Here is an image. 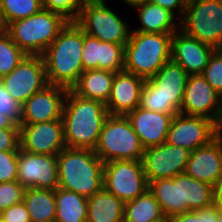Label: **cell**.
Here are the masks:
<instances>
[{"label": "cell", "mask_w": 222, "mask_h": 222, "mask_svg": "<svg viewBox=\"0 0 222 222\" xmlns=\"http://www.w3.org/2000/svg\"><path fill=\"white\" fill-rule=\"evenodd\" d=\"M108 116L106 104L83 98L69 89L61 117L66 147L94 150Z\"/></svg>", "instance_id": "cell-1"}, {"label": "cell", "mask_w": 222, "mask_h": 222, "mask_svg": "<svg viewBox=\"0 0 222 222\" xmlns=\"http://www.w3.org/2000/svg\"><path fill=\"white\" fill-rule=\"evenodd\" d=\"M84 32L69 21L42 55L48 83L71 89L83 72Z\"/></svg>", "instance_id": "cell-2"}, {"label": "cell", "mask_w": 222, "mask_h": 222, "mask_svg": "<svg viewBox=\"0 0 222 222\" xmlns=\"http://www.w3.org/2000/svg\"><path fill=\"white\" fill-rule=\"evenodd\" d=\"M58 187L86 198L103 189L104 162L92 149L67 148L57 154Z\"/></svg>", "instance_id": "cell-3"}, {"label": "cell", "mask_w": 222, "mask_h": 222, "mask_svg": "<svg viewBox=\"0 0 222 222\" xmlns=\"http://www.w3.org/2000/svg\"><path fill=\"white\" fill-rule=\"evenodd\" d=\"M172 35L131 31L125 45L123 70L145 80L154 76L171 60Z\"/></svg>", "instance_id": "cell-4"}, {"label": "cell", "mask_w": 222, "mask_h": 222, "mask_svg": "<svg viewBox=\"0 0 222 222\" xmlns=\"http://www.w3.org/2000/svg\"><path fill=\"white\" fill-rule=\"evenodd\" d=\"M68 22L62 14L42 9L30 17L9 23L6 31L26 55L42 56Z\"/></svg>", "instance_id": "cell-5"}, {"label": "cell", "mask_w": 222, "mask_h": 222, "mask_svg": "<svg viewBox=\"0 0 222 222\" xmlns=\"http://www.w3.org/2000/svg\"><path fill=\"white\" fill-rule=\"evenodd\" d=\"M94 152L106 163L112 160H142L144 148L126 116L109 115Z\"/></svg>", "instance_id": "cell-6"}, {"label": "cell", "mask_w": 222, "mask_h": 222, "mask_svg": "<svg viewBox=\"0 0 222 222\" xmlns=\"http://www.w3.org/2000/svg\"><path fill=\"white\" fill-rule=\"evenodd\" d=\"M180 29L214 49H222V0H187Z\"/></svg>", "instance_id": "cell-7"}, {"label": "cell", "mask_w": 222, "mask_h": 222, "mask_svg": "<svg viewBox=\"0 0 222 222\" xmlns=\"http://www.w3.org/2000/svg\"><path fill=\"white\" fill-rule=\"evenodd\" d=\"M106 3V0L85 1L74 22L91 37L125 46L131 32L128 27L130 24L123 21Z\"/></svg>", "instance_id": "cell-8"}, {"label": "cell", "mask_w": 222, "mask_h": 222, "mask_svg": "<svg viewBox=\"0 0 222 222\" xmlns=\"http://www.w3.org/2000/svg\"><path fill=\"white\" fill-rule=\"evenodd\" d=\"M103 188L124 203L148 189L141 160H112L104 163Z\"/></svg>", "instance_id": "cell-9"}, {"label": "cell", "mask_w": 222, "mask_h": 222, "mask_svg": "<svg viewBox=\"0 0 222 222\" xmlns=\"http://www.w3.org/2000/svg\"><path fill=\"white\" fill-rule=\"evenodd\" d=\"M1 82L12 98L22 105L49 85L43 57L27 55L11 73L1 78Z\"/></svg>", "instance_id": "cell-10"}, {"label": "cell", "mask_w": 222, "mask_h": 222, "mask_svg": "<svg viewBox=\"0 0 222 222\" xmlns=\"http://www.w3.org/2000/svg\"><path fill=\"white\" fill-rule=\"evenodd\" d=\"M216 138V123L211 119L177 113L173 116L166 142L191 151Z\"/></svg>", "instance_id": "cell-11"}, {"label": "cell", "mask_w": 222, "mask_h": 222, "mask_svg": "<svg viewBox=\"0 0 222 222\" xmlns=\"http://www.w3.org/2000/svg\"><path fill=\"white\" fill-rule=\"evenodd\" d=\"M189 155V150L167 142L144 149L141 161L147 182L184 173Z\"/></svg>", "instance_id": "cell-12"}, {"label": "cell", "mask_w": 222, "mask_h": 222, "mask_svg": "<svg viewBox=\"0 0 222 222\" xmlns=\"http://www.w3.org/2000/svg\"><path fill=\"white\" fill-rule=\"evenodd\" d=\"M17 181L26 188H58L57 155L18 151Z\"/></svg>", "instance_id": "cell-13"}, {"label": "cell", "mask_w": 222, "mask_h": 222, "mask_svg": "<svg viewBox=\"0 0 222 222\" xmlns=\"http://www.w3.org/2000/svg\"><path fill=\"white\" fill-rule=\"evenodd\" d=\"M221 109L222 96L212 88L202 74L190 75L179 113L205 117L217 123Z\"/></svg>", "instance_id": "cell-14"}, {"label": "cell", "mask_w": 222, "mask_h": 222, "mask_svg": "<svg viewBox=\"0 0 222 222\" xmlns=\"http://www.w3.org/2000/svg\"><path fill=\"white\" fill-rule=\"evenodd\" d=\"M19 126L20 149L23 151L57 155L66 147L62 119Z\"/></svg>", "instance_id": "cell-15"}, {"label": "cell", "mask_w": 222, "mask_h": 222, "mask_svg": "<svg viewBox=\"0 0 222 222\" xmlns=\"http://www.w3.org/2000/svg\"><path fill=\"white\" fill-rule=\"evenodd\" d=\"M67 88L47 85L21 105L19 124H35L61 119Z\"/></svg>", "instance_id": "cell-16"}, {"label": "cell", "mask_w": 222, "mask_h": 222, "mask_svg": "<svg viewBox=\"0 0 222 222\" xmlns=\"http://www.w3.org/2000/svg\"><path fill=\"white\" fill-rule=\"evenodd\" d=\"M215 49L184 33L181 29L172 35L171 60L189 75L202 74Z\"/></svg>", "instance_id": "cell-17"}, {"label": "cell", "mask_w": 222, "mask_h": 222, "mask_svg": "<svg viewBox=\"0 0 222 222\" xmlns=\"http://www.w3.org/2000/svg\"><path fill=\"white\" fill-rule=\"evenodd\" d=\"M145 79L126 72H115L111 93L106 103L109 115L126 116L140 106L141 90Z\"/></svg>", "instance_id": "cell-18"}, {"label": "cell", "mask_w": 222, "mask_h": 222, "mask_svg": "<svg viewBox=\"0 0 222 222\" xmlns=\"http://www.w3.org/2000/svg\"><path fill=\"white\" fill-rule=\"evenodd\" d=\"M125 46L100 41L84 33L82 49L83 71L92 69L122 71L124 68Z\"/></svg>", "instance_id": "cell-19"}, {"label": "cell", "mask_w": 222, "mask_h": 222, "mask_svg": "<svg viewBox=\"0 0 222 222\" xmlns=\"http://www.w3.org/2000/svg\"><path fill=\"white\" fill-rule=\"evenodd\" d=\"M126 117L129 119L144 149L166 142L173 118L172 114L152 112L138 106L129 112Z\"/></svg>", "instance_id": "cell-20"}, {"label": "cell", "mask_w": 222, "mask_h": 222, "mask_svg": "<svg viewBox=\"0 0 222 222\" xmlns=\"http://www.w3.org/2000/svg\"><path fill=\"white\" fill-rule=\"evenodd\" d=\"M184 173L214 185L222 176V140L216 137L208 145L191 151Z\"/></svg>", "instance_id": "cell-21"}, {"label": "cell", "mask_w": 222, "mask_h": 222, "mask_svg": "<svg viewBox=\"0 0 222 222\" xmlns=\"http://www.w3.org/2000/svg\"><path fill=\"white\" fill-rule=\"evenodd\" d=\"M189 76L179 64L169 60L148 80L158 88L165 105H174L180 111Z\"/></svg>", "instance_id": "cell-22"}, {"label": "cell", "mask_w": 222, "mask_h": 222, "mask_svg": "<svg viewBox=\"0 0 222 222\" xmlns=\"http://www.w3.org/2000/svg\"><path fill=\"white\" fill-rule=\"evenodd\" d=\"M129 6L139 9L137 18L140 21L139 28L131 31L143 33L173 34L180 29V22H176L175 15L158 4L147 0L136 1Z\"/></svg>", "instance_id": "cell-23"}, {"label": "cell", "mask_w": 222, "mask_h": 222, "mask_svg": "<svg viewBox=\"0 0 222 222\" xmlns=\"http://www.w3.org/2000/svg\"><path fill=\"white\" fill-rule=\"evenodd\" d=\"M114 76L115 72L110 70H85L71 90L83 98L106 104L111 93Z\"/></svg>", "instance_id": "cell-24"}, {"label": "cell", "mask_w": 222, "mask_h": 222, "mask_svg": "<svg viewBox=\"0 0 222 222\" xmlns=\"http://www.w3.org/2000/svg\"><path fill=\"white\" fill-rule=\"evenodd\" d=\"M180 213L214 204L213 185L198 181L185 173L179 174Z\"/></svg>", "instance_id": "cell-25"}, {"label": "cell", "mask_w": 222, "mask_h": 222, "mask_svg": "<svg viewBox=\"0 0 222 222\" xmlns=\"http://www.w3.org/2000/svg\"><path fill=\"white\" fill-rule=\"evenodd\" d=\"M87 222H123L124 202L104 188L87 198Z\"/></svg>", "instance_id": "cell-26"}, {"label": "cell", "mask_w": 222, "mask_h": 222, "mask_svg": "<svg viewBox=\"0 0 222 222\" xmlns=\"http://www.w3.org/2000/svg\"><path fill=\"white\" fill-rule=\"evenodd\" d=\"M23 202L27 206L31 222H55V190L26 188Z\"/></svg>", "instance_id": "cell-27"}, {"label": "cell", "mask_w": 222, "mask_h": 222, "mask_svg": "<svg viewBox=\"0 0 222 222\" xmlns=\"http://www.w3.org/2000/svg\"><path fill=\"white\" fill-rule=\"evenodd\" d=\"M55 199V222H87L86 197L58 187L55 189Z\"/></svg>", "instance_id": "cell-28"}, {"label": "cell", "mask_w": 222, "mask_h": 222, "mask_svg": "<svg viewBox=\"0 0 222 222\" xmlns=\"http://www.w3.org/2000/svg\"><path fill=\"white\" fill-rule=\"evenodd\" d=\"M163 218L160 204L148 189L124 204L123 222H158Z\"/></svg>", "instance_id": "cell-29"}, {"label": "cell", "mask_w": 222, "mask_h": 222, "mask_svg": "<svg viewBox=\"0 0 222 222\" xmlns=\"http://www.w3.org/2000/svg\"><path fill=\"white\" fill-rule=\"evenodd\" d=\"M148 190L160 204L165 217L180 214L179 174L148 182Z\"/></svg>", "instance_id": "cell-30"}, {"label": "cell", "mask_w": 222, "mask_h": 222, "mask_svg": "<svg viewBox=\"0 0 222 222\" xmlns=\"http://www.w3.org/2000/svg\"><path fill=\"white\" fill-rule=\"evenodd\" d=\"M3 21L9 23L25 19L43 9V0H0Z\"/></svg>", "instance_id": "cell-31"}, {"label": "cell", "mask_w": 222, "mask_h": 222, "mask_svg": "<svg viewBox=\"0 0 222 222\" xmlns=\"http://www.w3.org/2000/svg\"><path fill=\"white\" fill-rule=\"evenodd\" d=\"M27 55L12 41L7 31L0 33V77L11 73Z\"/></svg>", "instance_id": "cell-32"}, {"label": "cell", "mask_w": 222, "mask_h": 222, "mask_svg": "<svg viewBox=\"0 0 222 222\" xmlns=\"http://www.w3.org/2000/svg\"><path fill=\"white\" fill-rule=\"evenodd\" d=\"M140 107L152 112L172 114L173 116L179 113L174 105H165L164 97L148 79L145 80L141 90Z\"/></svg>", "instance_id": "cell-33"}, {"label": "cell", "mask_w": 222, "mask_h": 222, "mask_svg": "<svg viewBox=\"0 0 222 222\" xmlns=\"http://www.w3.org/2000/svg\"><path fill=\"white\" fill-rule=\"evenodd\" d=\"M202 76L222 96V49H215L210 55Z\"/></svg>", "instance_id": "cell-34"}, {"label": "cell", "mask_w": 222, "mask_h": 222, "mask_svg": "<svg viewBox=\"0 0 222 222\" xmlns=\"http://www.w3.org/2000/svg\"><path fill=\"white\" fill-rule=\"evenodd\" d=\"M171 222H220V208L215 204L170 217Z\"/></svg>", "instance_id": "cell-35"}, {"label": "cell", "mask_w": 222, "mask_h": 222, "mask_svg": "<svg viewBox=\"0 0 222 222\" xmlns=\"http://www.w3.org/2000/svg\"><path fill=\"white\" fill-rule=\"evenodd\" d=\"M83 5V0H43V9L58 12L69 21L77 19Z\"/></svg>", "instance_id": "cell-36"}, {"label": "cell", "mask_w": 222, "mask_h": 222, "mask_svg": "<svg viewBox=\"0 0 222 222\" xmlns=\"http://www.w3.org/2000/svg\"><path fill=\"white\" fill-rule=\"evenodd\" d=\"M25 188L17 181L0 183V212L23 201Z\"/></svg>", "instance_id": "cell-37"}, {"label": "cell", "mask_w": 222, "mask_h": 222, "mask_svg": "<svg viewBox=\"0 0 222 222\" xmlns=\"http://www.w3.org/2000/svg\"><path fill=\"white\" fill-rule=\"evenodd\" d=\"M18 151H0V183L17 180Z\"/></svg>", "instance_id": "cell-38"}, {"label": "cell", "mask_w": 222, "mask_h": 222, "mask_svg": "<svg viewBox=\"0 0 222 222\" xmlns=\"http://www.w3.org/2000/svg\"><path fill=\"white\" fill-rule=\"evenodd\" d=\"M0 113L8 116L14 123L19 124L21 105L12 98L2 82H0Z\"/></svg>", "instance_id": "cell-39"}, {"label": "cell", "mask_w": 222, "mask_h": 222, "mask_svg": "<svg viewBox=\"0 0 222 222\" xmlns=\"http://www.w3.org/2000/svg\"><path fill=\"white\" fill-rule=\"evenodd\" d=\"M20 150V127L0 128V151Z\"/></svg>", "instance_id": "cell-40"}, {"label": "cell", "mask_w": 222, "mask_h": 222, "mask_svg": "<svg viewBox=\"0 0 222 222\" xmlns=\"http://www.w3.org/2000/svg\"><path fill=\"white\" fill-rule=\"evenodd\" d=\"M0 216L5 222H31L27 206L23 201L6 208L0 212Z\"/></svg>", "instance_id": "cell-41"}, {"label": "cell", "mask_w": 222, "mask_h": 222, "mask_svg": "<svg viewBox=\"0 0 222 222\" xmlns=\"http://www.w3.org/2000/svg\"><path fill=\"white\" fill-rule=\"evenodd\" d=\"M147 1L158 4L164 9L170 11L176 17H178L177 19L180 18L179 20L182 19L187 4V0H147ZM175 13L178 14V16Z\"/></svg>", "instance_id": "cell-42"}, {"label": "cell", "mask_w": 222, "mask_h": 222, "mask_svg": "<svg viewBox=\"0 0 222 222\" xmlns=\"http://www.w3.org/2000/svg\"><path fill=\"white\" fill-rule=\"evenodd\" d=\"M213 192H214V204L218 208H222V176L213 185Z\"/></svg>", "instance_id": "cell-43"}, {"label": "cell", "mask_w": 222, "mask_h": 222, "mask_svg": "<svg viewBox=\"0 0 222 222\" xmlns=\"http://www.w3.org/2000/svg\"><path fill=\"white\" fill-rule=\"evenodd\" d=\"M6 127H20L19 124L14 123L8 116L0 113V128Z\"/></svg>", "instance_id": "cell-44"}, {"label": "cell", "mask_w": 222, "mask_h": 222, "mask_svg": "<svg viewBox=\"0 0 222 222\" xmlns=\"http://www.w3.org/2000/svg\"><path fill=\"white\" fill-rule=\"evenodd\" d=\"M216 137L222 140V109H221V115L216 123Z\"/></svg>", "instance_id": "cell-45"}, {"label": "cell", "mask_w": 222, "mask_h": 222, "mask_svg": "<svg viewBox=\"0 0 222 222\" xmlns=\"http://www.w3.org/2000/svg\"><path fill=\"white\" fill-rule=\"evenodd\" d=\"M6 31V25L3 21L2 14H1V8H0V33Z\"/></svg>", "instance_id": "cell-46"}, {"label": "cell", "mask_w": 222, "mask_h": 222, "mask_svg": "<svg viewBox=\"0 0 222 222\" xmlns=\"http://www.w3.org/2000/svg\"><path fill=\"white\" fill-rule=\"evenodd\" d=\"M123 1V3H126L128 6L136 1H140V0H121Z\"/></svg>", "instance_id": "cell-47"}, {"label": "cell", "mask_w": 222, "mask_h": 222, "mask_svg": "<svg viewBox=\"0 0 222 222\" xmlns=\"http://www.w3.org/2000/svg\"><path fill=\"white\" fill-rule=\"evenodd\" d=\"M158 222H171L170 221V217H165L162 220L158 221Z\"/></svg>", "instance_id": "cell-48"}, {"label": "cell", "mask_w": 222, "mask_h": 222, "mask_svg": "<svg viewBox=\"0 0 222 222\" xmlns=\"http://www.w3.org/2000/svg\"><path fill=\"white\" fill-rule=\"evenodd\" d=\"M220 222H222V208H220Z\"/></svg>", "instance_id": "cell-49"}, {"label": "cell", "mask_w": 222, "mask_h": 222, "mask_svg": "<svg viewBox=\"0 0 222 222\" xmlns=\"http://www.w3.org/2000/svg\"><path fill=\"white\" fill-rule=\"evenodd\" d=\"M83 1L85 2V1H101V0H83Z\"/></svg>", "instance_id": "cell-50"}, {"label": "cell", "mask_w": 222, "mask_h": 222, "mask_svg": "<svg viewBox=\"0 0 222 222\" xmlns=\"http://www.w3.org/2000/svg\"><path fill=\"white\" fill-rule=\"evenodd\" d=\"M0 222H5L3 219H2V217L0 216Z\"/></svg>", "instance_id": "cell-51"}]
</instances>
